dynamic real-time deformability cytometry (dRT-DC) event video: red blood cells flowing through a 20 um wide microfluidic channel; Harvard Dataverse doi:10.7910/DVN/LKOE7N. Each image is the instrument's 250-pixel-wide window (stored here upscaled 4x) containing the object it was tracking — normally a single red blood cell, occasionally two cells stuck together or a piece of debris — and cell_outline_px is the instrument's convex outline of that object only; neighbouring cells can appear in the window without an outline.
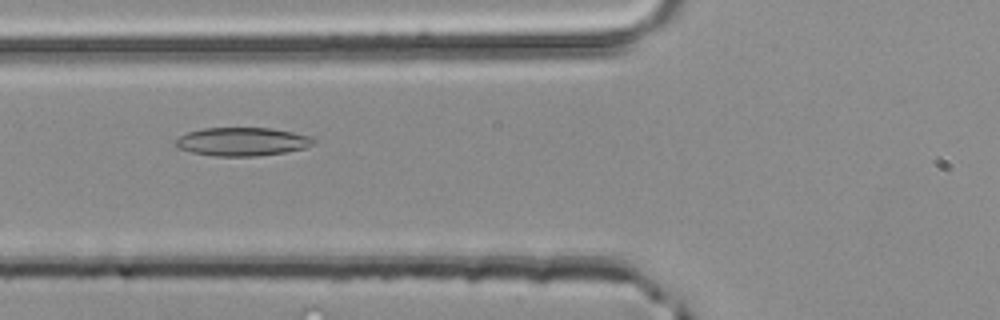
{"species": "common noctule bat (a hibernating species)", "species_latin": "Nyctalus noctula", "temperature_condition": "room temperature", "stored_images_in_passage": 33, "camera_frame_rate_fps": 3000, "um_per_image_px": 0.085, "animal": {"sex": "male", "body_mass_g": 20.4}, "frame": {"image": 1, "passage_image": 5, "time_ms": 1.333, "image_size_px": [1000, 320], "cell_outline_px": [[316, 144], [304, 148], [284, 152], [256, 156], [212, 156], [192, 152], [176, 148], [172, 144], [172, 140], [188, 132], [204, 128], [272, 128], [312, 136], [316, 140]], "centroid_in_image_um": [20.56, 12.04], "position_along_channel_um": 105.2, "area_um2": 23.12}}
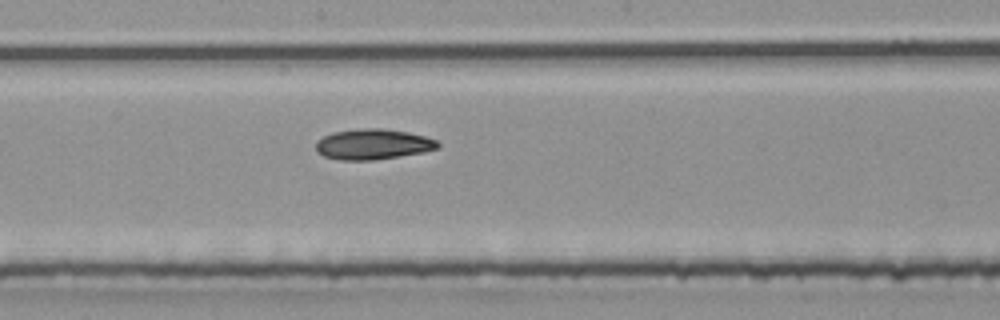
{"frame": {"image": 2, "passage_image": 13, "time_ms": 4.0, "image_size_px": [1000, 320], "cell_outline_px": [[440, 148], [424, 152], [400, 156], [372, 160], [340, 160], [324, 156], [316, 152], [316, 140], [332, 132], [360, 128], [380, 128], [408, 132], [424, 136], [436, 140], [440, 144]], "centroid_in_image_um": [31.69, 12.26], "position_along_channel_um": 216.5, "area_um2": 21.79}}
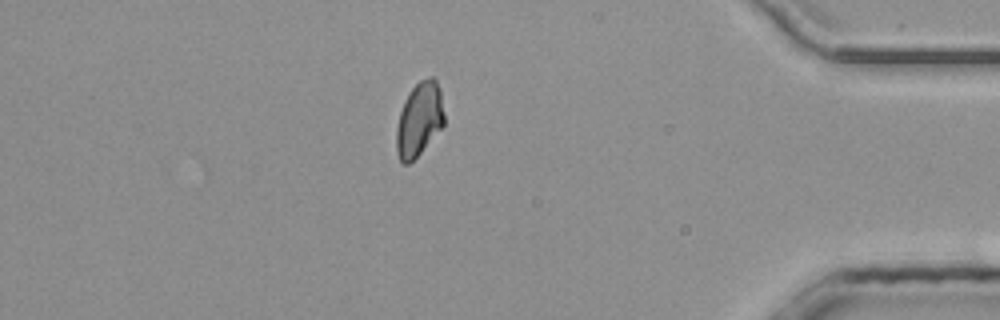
{"frame": {"image": 3, "passage_image": 29, "time_ms": 9.333, "image_size_px": [1000, 320], "cell_outline_px": [[444, 124], [420, 152], [408, 164], [404, 164], [400, 160], [396, 148], [396, 128], [400, 112], [404, 100], [412, 88], [420, 80], [428, 76], [432, 76], [436, 80], [440, 88], [444, 116]], "centroid_in_image_um": [35.63, 10.11], "position_along_channel_um": 399.6, "area_um2": 20.35}}